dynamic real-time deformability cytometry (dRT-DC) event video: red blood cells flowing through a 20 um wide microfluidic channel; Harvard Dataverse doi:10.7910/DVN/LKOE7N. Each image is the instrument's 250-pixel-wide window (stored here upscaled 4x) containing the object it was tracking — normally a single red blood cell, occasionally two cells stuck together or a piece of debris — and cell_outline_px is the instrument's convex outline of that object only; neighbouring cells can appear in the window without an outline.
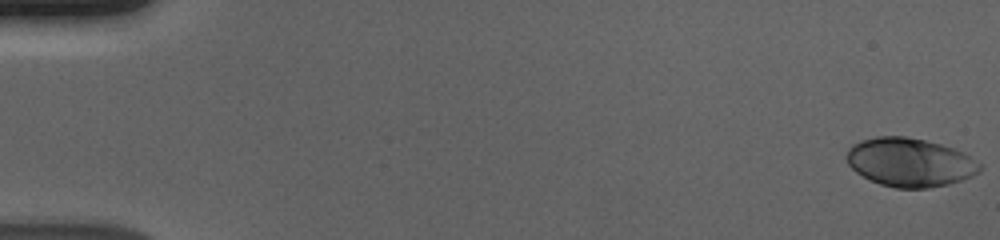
{"species": "human", "species_latin": "Homo sapiens", "temperature_condition": "cold", "stored_images_in_passage": 57, "camera_frame_rate_fps": 3000, "um_per_image_px": 0.085, "donor": {"sex": "male"}, "frame": {"image": 1, "passage_image": 1, "time_ms": 0.0, "image_size_px": [1000, 240], "cell_outline_px": [[980, 172], [972, 176], [948, 184], [928, 188], [896, 188], [880, 184], [856, 172], [848, 164], [848, 148], [852, 144], [860, 140], [876, 136], [904, 136], [924, 140], [940, 144], [964, 152], [980, 164]], "centroid_in_image_um": [77.33, 13.79], "position_along_channel_um": 7.7, "area_um2": 37.51}}
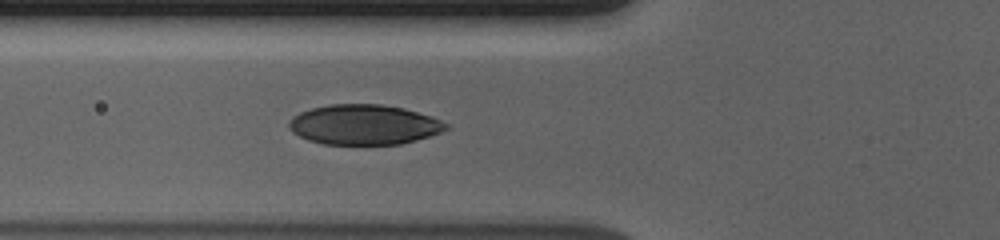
{"frame": {"image": 2, "passage_image": 22, "time_ms": 7.0, "image_size_px": [1000, 240], "cell_outline_px": [[448, 128], [440, 132], [416, 140], [400, 144], [324, 144], [308, 140], [292, 132], [288, 128], [288, 120], [292, 116], [300, 112], [312, 108], [328, 104], [380, 104], [404, 108], [432, 116], [448, 124]], "centroid_in_image_um": [30.91, 10.59], "position_along_channel_um": 94.9, "area_um2": 36.7}}
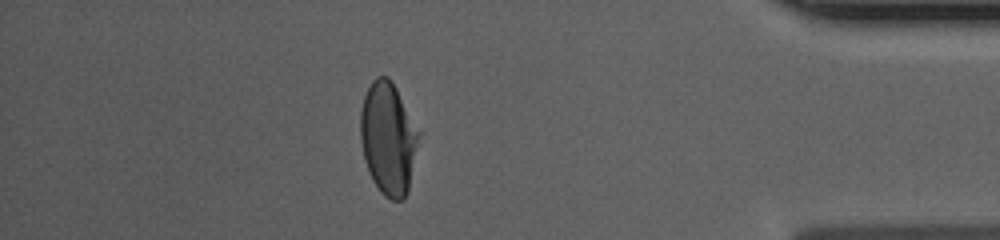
{"frame": {"image": 3, "passage_image": 50, "time_ms": 16.333, "image_size_px": [1000, 240], "cell_outline_px": [[420, 132], [408, 192], [404, 200], [392, 200], [384, 196], [380, 192], [372, 180], [368, 172], [364, 160], [360, 140], [360, 112], [364, 96], [372, 80], [376, 76], [388, 76], [392, 80]], "centroid_in_image_um": [32.98, 11.77], "position_along_channel_um": 402.2, "area_um2": 38.44}, "authors_computed_cell_mechanics": {"area_um2": 37.57, "velocity_mm_per_s": 3.6832, "shape_relaxation_time_tau1_ms": 3.8385, "shape_relaxation_time_tau2_ms": null, "deformation_change_tau1": 0.1716, "deformation_change_tau2": null}}